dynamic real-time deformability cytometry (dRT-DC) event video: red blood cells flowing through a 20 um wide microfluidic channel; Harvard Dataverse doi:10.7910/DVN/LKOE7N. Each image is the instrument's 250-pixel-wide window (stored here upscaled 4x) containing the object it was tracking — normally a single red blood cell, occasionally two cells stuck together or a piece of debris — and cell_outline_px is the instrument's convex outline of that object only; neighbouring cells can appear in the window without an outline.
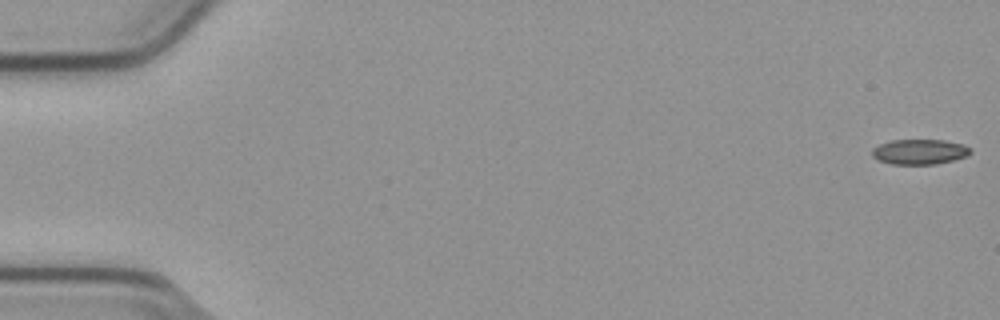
{"species": "common noctule bat (a hibernating species)", "species_latin": "Nyctalus noctula", "temperature_condition": "cold", "stored_images_in_passage": 55, "camera_frame_rate_fps": 3000, "um_per_image_px": 0.085, "animal": {"sex": "male", "body_mass_g": 23.1, "forearm_length_mm": 52.7}, "frame": {"image": 1, "passage_image": 1, "time_ms": 0.0, "image_size_px": [1000, 320], "cell_outline_px": [[972, 152], [968, 156], [936, 164], [892, 164], [880, 160], [872, 156], [872, 148], [880, 144], [892, 140], [944, 140], [964, 144], [972, 148]], "centroid_in_image_um": [78.21, 12.89], "position_along_channel_um": 6.8, "area_um2": 14.45}}
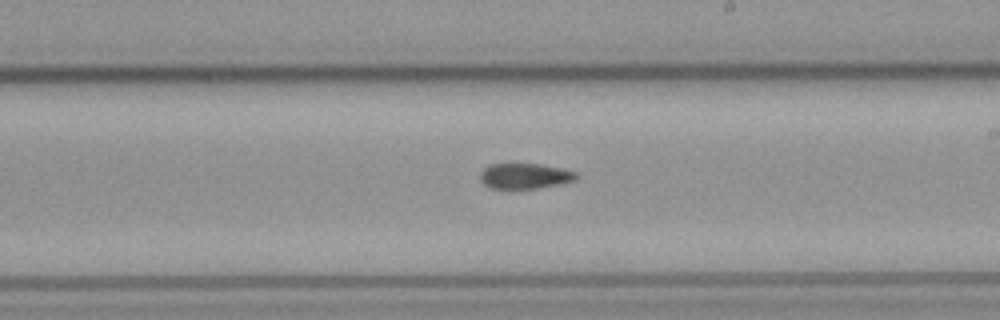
{"frame": {"image": 2, "passage_image": 32, "time_ms": 10.333, "image_size_px": [1000, 320], "cell_outline_px": [[580, 176], [576, 180], [536, 188], [492, 188], [484, 184], [480, 180], [480, 172], [488, 164], [540, 164], [560, 168], [576, 172]], "centroid_in_image_um": [44.6, 14.95], "position_along_channel_um": 244.4, "area_um2": 14.1}}
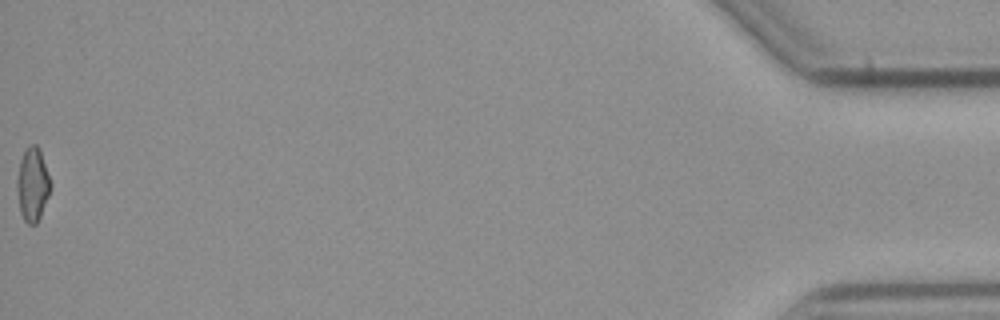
{"frame": {"image": 3, "passage_image": 55, "time_ms": 18.0, "image_size_px": [1000, 320], "cell_outline_px": [[52, 188], [40, 216], [36, 224], [28, 224], [24, 220], [20, 212], [16, 188], [16, 180], [20, 160], [24, 148], [32, 144], [36, 144], [40, 148], [52, 184]], "centroid_in_image_um": [2.77, 15.65], "position_along_channel_um": 432.4, "area_um2": 14.68}}